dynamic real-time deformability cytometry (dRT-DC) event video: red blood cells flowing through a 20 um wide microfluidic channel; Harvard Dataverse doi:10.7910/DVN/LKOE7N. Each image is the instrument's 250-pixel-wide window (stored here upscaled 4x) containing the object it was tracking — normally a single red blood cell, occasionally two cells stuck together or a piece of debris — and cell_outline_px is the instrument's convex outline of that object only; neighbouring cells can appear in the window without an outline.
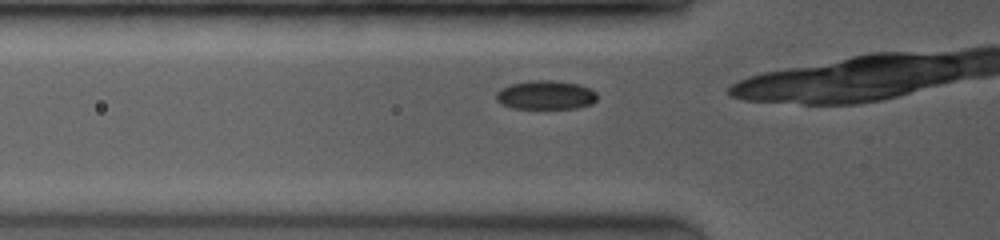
{"species": "common noctule bat (a hibernating species)", "species_latin": "Nyctalus noctula", "temperature_condition": "room temperature", "stored_images_in_passage": 13, "camera_frame_rate_fps": 3500, "um_per_image_px": 0.085, "animal": {"sex": "female", "body_mass_g": 19.0, "forearm_length_mm": 53.3}, "frame": {"image": 1, "passage_image": 5, "time_ms": 0.571, "image_size_px": [1000, 240], "cell_outline_px": [[596, 100], [592, 104], [576, 108], [512, 108], [496, 100], [496, 92], [500, 88], [512, 84], [536, 80], [552, 80], [580, 84], [596, 92]], "centroid_in_image_um": [46.39, 8.07], "position_along_channel_um": 79.4, "area_um2": 16.88}}
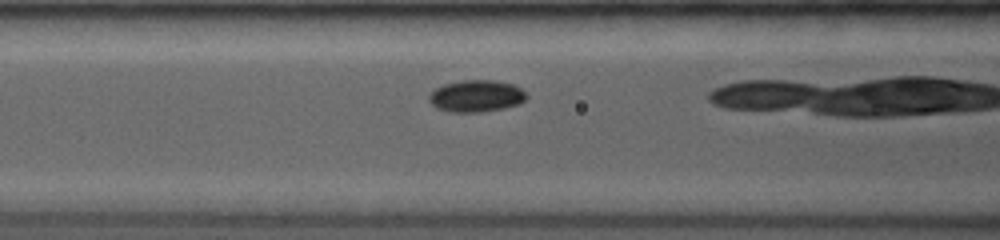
{"frame": {"image": 2, "passage_image": 11, "time_ms": 1.714, "image_size_px": [1000, 240], "cell_outline_px": [[528, 96], [520, 104], [504, 108], [480, 112], [448, 112], [436, 108], [428, 100], [428, 96], [436, 88], [444, 84], [464, 80], [496, 80], [512, 84], [520, 88]], "centroid_in_image_um": [40.47, 8.17], "position_along_channel_um": 126.1, "area_um2": 18.15}}